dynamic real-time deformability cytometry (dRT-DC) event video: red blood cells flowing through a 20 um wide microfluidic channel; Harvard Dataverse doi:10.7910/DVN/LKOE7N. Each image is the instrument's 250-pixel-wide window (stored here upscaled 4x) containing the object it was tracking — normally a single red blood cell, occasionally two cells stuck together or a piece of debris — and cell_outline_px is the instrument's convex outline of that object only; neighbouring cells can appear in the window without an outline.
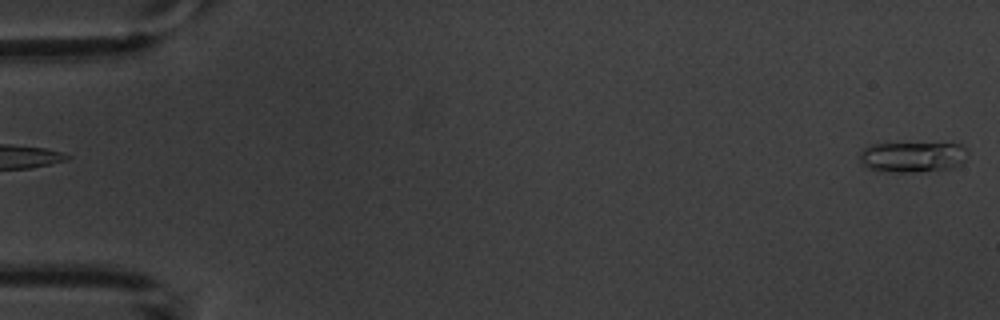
{"species": "common noctule bat (a hibernating species)", "species_latin": "Nyctalus noctula", "temperature_condition": "warm", "stored_images_in_passage": 3, "camera_frame_rate_fps": 3000, "um_per_image_px": 0.085, "animal": {"sex": "male", "body_mass_g": 20.1, "forearm_length_mm": 53.5}, "frame": {"image": 1, "passage_image": 3, "time_ms": 2.333, "image_size_px": [1000, 320], "cell_outline_px": [[968, 152], [964, 160], [960, 164], [952, 168], [936, 172], [888, 172], [868, 168], [860, 164], [856, 156], [860, 148], [872, 144], [960, 140], [964, 144]], "centroid_in_image_um": [77.62, 13.28], "position_along_channel_um": 7.4, "area_um2": 21.15}}